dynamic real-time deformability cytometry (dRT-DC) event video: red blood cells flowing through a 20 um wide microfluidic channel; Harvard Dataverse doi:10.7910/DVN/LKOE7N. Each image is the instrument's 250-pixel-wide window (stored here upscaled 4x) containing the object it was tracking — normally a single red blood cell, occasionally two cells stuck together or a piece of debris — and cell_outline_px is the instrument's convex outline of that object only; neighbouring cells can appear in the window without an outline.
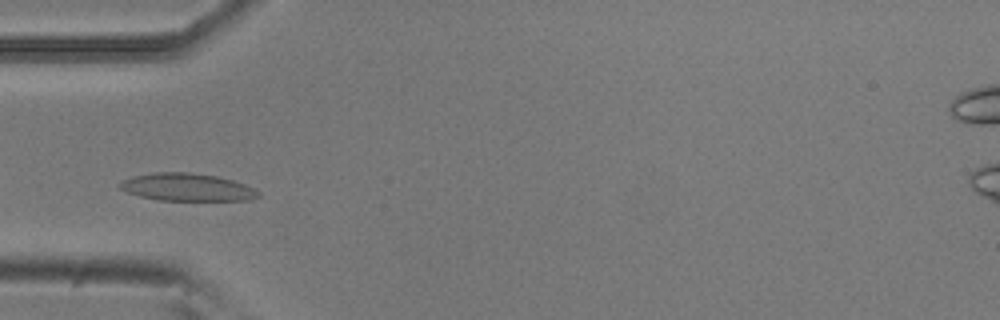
{"species": "common noctule bat (a hibernating species)", "species_latin": "Nyctalus noctula", "temperature_condition": "room temperature", "stored_images_in_passage": 48, "camera_frame_rate_fps": 3000, "um_per_image_px": 0.085, "animal": {"sex": "male", "body_mass_g": 20.5, "forearm_length_mm": 52.5}, "frame": {"image": 1, "passage_image": 11, "time_ms": 3.333, "image_size_px": [1000, 320], "cell_outline_px": [[260, 196], [248, 200], [160, 200], [140, 196], [128, 192], [120, 188], [116, 184], [132, 176], [156, 172], [188, 172], [216, 176], [232, 180], [244, 184], [260, 192]], "centroid_in_image_um": [15.88, 15.91], "position_along_channel_um": 69.1, "area_um2": 22.08}}
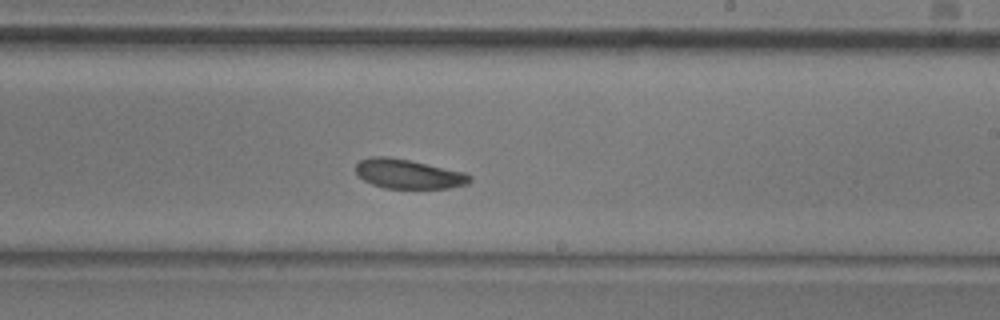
{"frame": {"image": 2, "passage_image": 26, "time_ms": 8.333, "image_size_px": [1000, 320], "cell_outline_px": [[472, 180], [468, 184], [448, 188], [384, 188], [372, 184], [364, 180], [356, 172], [356, 164], [360, 160], [372, 156], [388, 156], [408, 160], [464, 172], [472, 176]], "centroid_in_image_um": [34.71, 14.79], "position_along_channel_um": 254.3, "area_um2": 19.42}}
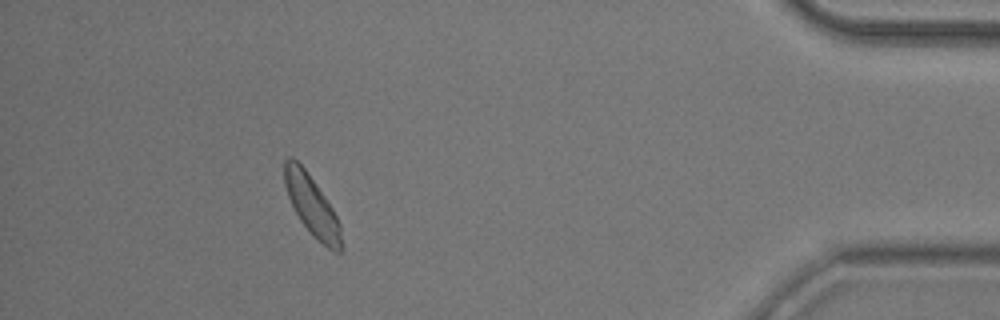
{"frame": {"image": 3, "passage_image": 43, "time_ms": 14.0, "image_size_px": [1000, 320], "cell_outline_px": [[344, 248], [340, 252], [336, 252], [328, 248], [300, 220], [288, 196], [284, 184], [284, 160], [288, 156], [292, 156], [304, 168], [332, 208], [340, 224]], "centroid_in_image_um": [26.52, 17.46], "position_along_channel_um": 408.7, "area_um2": 19.36}, "authors_computed_cell_mechanics": {"area_um2": 20.0566, "velocity_mm_per_s": 3.6931, "shape_relaxation_time_tau1_ms": 1.9021, "shape_relaxation_time_tau2_ms": 3.1244, "deformation_change_tau1": 0.0834, "deformation_change_tau2": 0.0847}}